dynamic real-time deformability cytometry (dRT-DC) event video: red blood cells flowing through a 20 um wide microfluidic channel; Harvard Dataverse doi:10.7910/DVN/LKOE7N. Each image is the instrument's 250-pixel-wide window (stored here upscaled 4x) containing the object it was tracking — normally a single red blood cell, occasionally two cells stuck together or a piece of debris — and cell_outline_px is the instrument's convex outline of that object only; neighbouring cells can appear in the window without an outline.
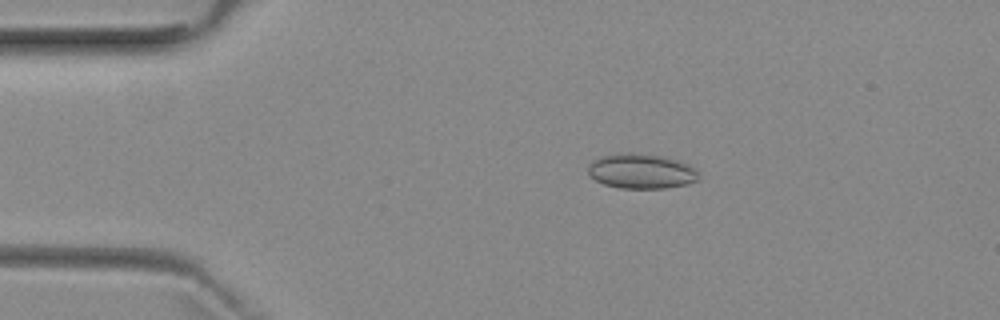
{"species": "common noctule bat (a hibernating species)", "species_latin": "Nyctalus noctula", "temperature_condition": "room temperature", "stored_images_in_passage": 3, "camera_frame_rate_fps": 3000, "um_per_image_px": 0.085, "animal": {"sex": "female", "body_mass_g": 29.2, "forearm_length_mm": 56.3}, "frame": {"image": 1, "passage_image": 2, "time_ms": 1.333, "image_size_px": [1000, 320], "cell_outline_px": [[696, 180], [688, 184], [664, 188], [620, 188], [604, 184], [596, 180], [588, 172], [588, 164], [592, 160], [600, 156], [660, 156], [676, 160], [688, 164], [696, 172]], "centroid_in_image_um": [54.48, 14.61], "position_along_channel_um": 30.5, "area_um2": 21.27}}